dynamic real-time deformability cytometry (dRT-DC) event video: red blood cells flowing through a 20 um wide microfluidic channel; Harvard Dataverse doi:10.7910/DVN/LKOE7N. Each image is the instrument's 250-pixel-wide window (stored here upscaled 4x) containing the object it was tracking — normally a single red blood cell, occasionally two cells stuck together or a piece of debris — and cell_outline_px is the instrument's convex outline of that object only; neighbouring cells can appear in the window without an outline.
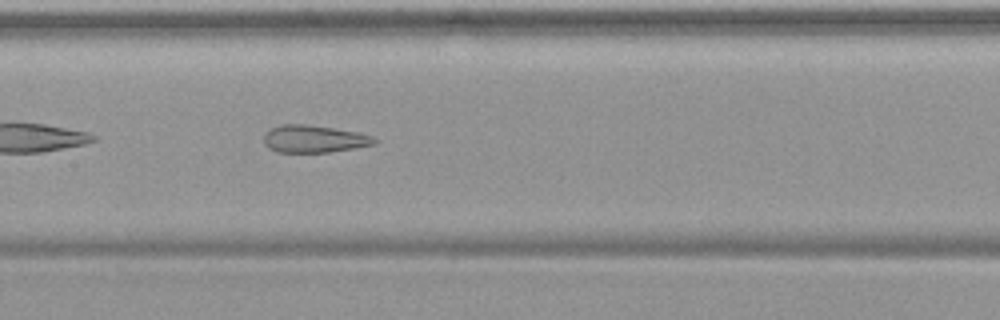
{"species": "common noctule bat (a hibernating species)", "species_latin": "Nyctalus noctula", "temperature_condition": "warm", "stored_images_in_passage": 38, "camera_frame_rate_fps": 3000, "um_per_image_px": 0.085, "animal": {"sex": "female", "body_mass_g": 19.9}, "frame": {"image": 1, "passage_image": 11, "time_ms": 3.333, "image_size_px": [1000, 320], "cell_outline_px": [[376, 144], [328, 152], [276, 152], [268, 148], [264, 144], [264, 132], [268, 128], [280, 124], [304, 124], [360, 132], [372, 136], [376, 140]], "centroid_in_image_um": [26.63, 11.8], "position_along_channel_um": 180.8, "area_um2": 17.74}}
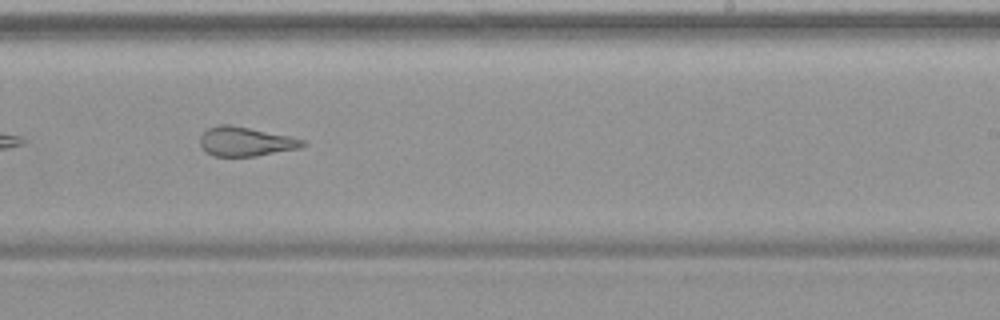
{"frame": {"image": 2, "passage_image": 18, "time_ms": 5.667, "image_size_px": [1000, 320], "cell_outline_px": [[308, 144], [300, 148], [256, 156], [212, 156], [200, 144], [200, 136], [208, 128], [216, 124], [232, 124], [292, 136], [304, 140]], "centroid_in_image_um": [20.91, 12.01], "position_along_channel_um": 268.1, "area_um2": 17.69}}
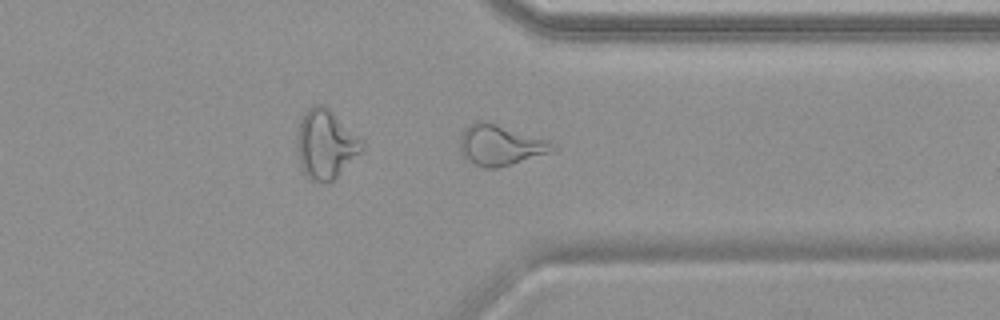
{"frame": {"image": 3, "passage_image": 26, "time_ms": 8.333, "image_size_px": [1000, 320], "cell_outline_px": [[556, 148], [548, 152], [500, 168], [484, 168], [476, 164], [464, 156], [460, 148], [460, 136], [464, 128], [476, 120], [484, 120], [548, 140], [556, 144]], "centroid_in_image_um": [42.5, 12.32], "position_along_channel_um": 368.9, "area_um2": 21.62}, "authors_computed_cell_mechanics": {"area_um2": 19.941, "velocity_mm_per_s": 3.7748, "shape_relaxation_time_tau1_ms": null, "shape_relaxation_time_tau2_ms": 1.5441, "deformation_change_tau1": null, "deformation_change_tau2": 0.1095}}